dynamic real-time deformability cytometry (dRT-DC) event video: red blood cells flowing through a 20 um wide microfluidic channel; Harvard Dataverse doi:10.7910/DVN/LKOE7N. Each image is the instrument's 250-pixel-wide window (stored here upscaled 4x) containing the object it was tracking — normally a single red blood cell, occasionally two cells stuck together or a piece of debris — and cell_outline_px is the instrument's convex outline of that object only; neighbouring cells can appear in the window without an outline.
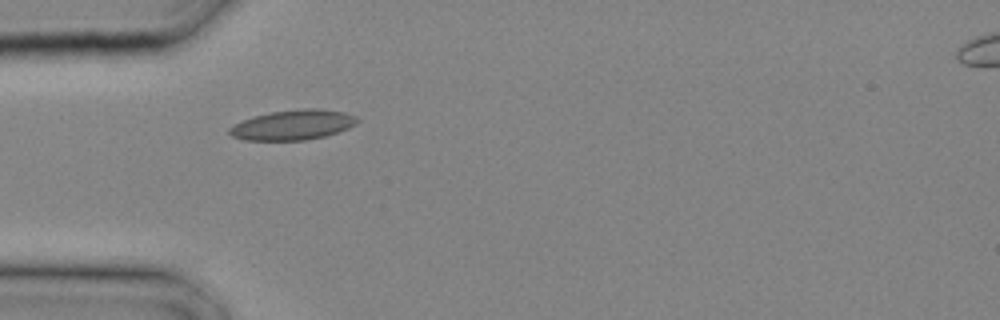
{"species": "common noctule bat (a hibernating species)", "species_latin": "Nyctalus noctula", "temperature_condition": "cold", "stored_images_in_passage": 18, "camera_frame_rate_fps": 3000, "um_per_image_px": 0.085, "animal": {"sex": "male", "body_mass_g": 20.4}, "frame": {"image": 1, "passage_image": 1, "time_ms": 0.0, "image_size_px": [1000, 320], "cell_outline_px": [[360, 120], [356, 124], [348, 128], [324, 136], [304, 140], [244, 140], [232, 136], [228, 132], [228, 128], [244, 120], [256, 116], [272, 112], [304, 108], [316, 108], [344, 112], [356, 116]], "centroid_in_image_um": [24.92, 10.61], "position_along_channel_um": 60.1, "area_um2": 22.08}}
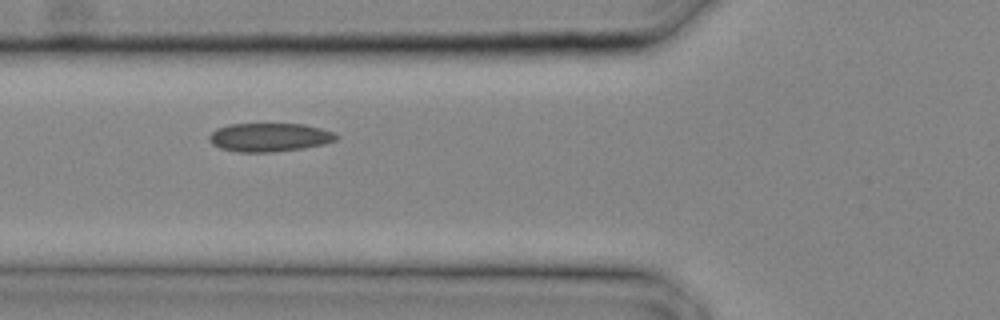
{"frame": {"image": 2, "passage_image": 3, "time_ms": 0.667, "image_size_px": [1000, 320], "cell_outline_px": [[340, 136], [336, 140], [324, 144], [304, 148], [272, 152], [236, 152], [220, 148], [212, 144], [208, 140], [208, 136], [216, 128], [228, 124], [304, 124], [320, 128], [332, 132]], "centroid_in_image_um": [22.88, 11.67], "position_along_channel_um": 102.9, "area_um2": 21.27}}
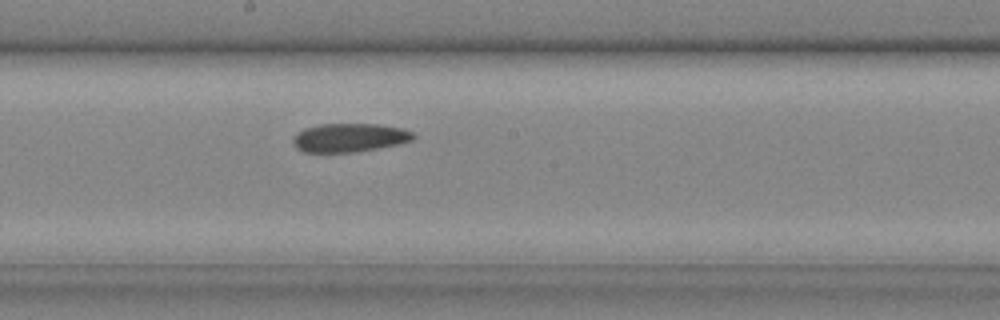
{"frame": {"image": 3, "passage_image": 8, "time_ms": 2.333, "image_size_px": [1000, 320], "cell_outline_px": [[416, 136], [412, 140], [400, 144], [356, 152], [304, 152], [296, 148], [292, 144], [292, 136], [296, 132], [304, 128], [320, 124], [376, 124], [400, 128], [412, 132]], "centroid_in_image_um": [29.65, 11.7], "position_along_channel_um": 218.5, "area_um2": 20.23}}